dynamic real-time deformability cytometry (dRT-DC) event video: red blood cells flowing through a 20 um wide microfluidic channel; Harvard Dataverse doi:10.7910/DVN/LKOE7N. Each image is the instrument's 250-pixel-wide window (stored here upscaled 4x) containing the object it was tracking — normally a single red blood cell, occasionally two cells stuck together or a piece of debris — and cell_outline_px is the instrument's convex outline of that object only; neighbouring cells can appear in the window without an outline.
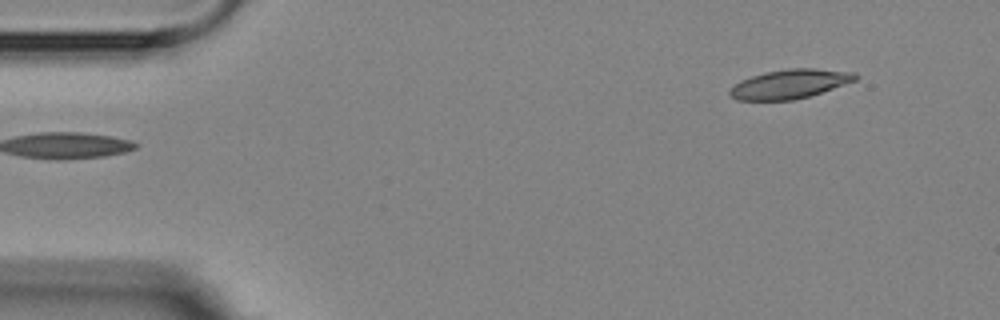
{"species": "Egyptian fruit bat (a non-hibernating species)", "species_latin": "Rousettus aegyptiacus", "temperature_condition": "room temperature", "stored_images_in_passage": 5, "segment_of_instrument_passage": [2, 2], "camera_frame_rate_fps": 3000, "um_per_image_px": 0.085, "animal": {"sex": "female"}, "frame": {"image": 1, "passage_image": 5, "time_ms": 5.667, "image_size_px": [1000, 320], "cell_outline_px": [[860, 76], [856, 80], [808, 96], [792, 100], [736, 100], [728, 92], [740, 80], [764, 72], [788, 68], [816, 68], [856, 72]], "centroid_in_image_um": [67.15, 7.12], "position_along_channel_um": 17.8, "area_um2": 21.21}}